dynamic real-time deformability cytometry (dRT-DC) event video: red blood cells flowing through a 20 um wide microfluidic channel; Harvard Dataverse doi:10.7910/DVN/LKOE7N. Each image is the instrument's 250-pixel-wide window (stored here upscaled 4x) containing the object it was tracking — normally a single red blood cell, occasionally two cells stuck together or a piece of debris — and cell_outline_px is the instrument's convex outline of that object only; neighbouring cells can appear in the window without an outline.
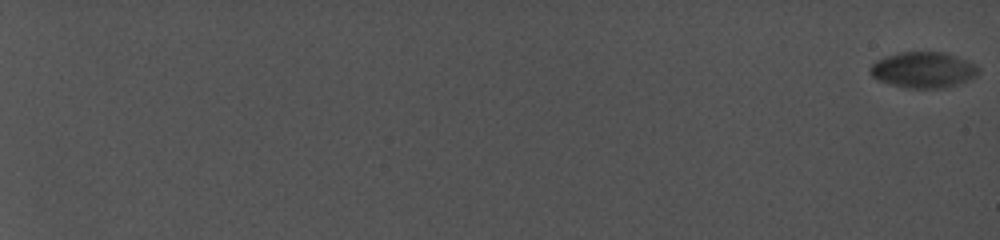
{"species": "common noctule bat (a hibernating species)", "species_latin": "Nyctalus noctula", "temperature_condition": "cold", "stored_images_in_passage": 24, "camera_frame_rate_fps": 5000, "um_per_image_px": 0.085, "animal": {"sex": "female", "body_mass_g": 19.0, "forearm_length_mm": 56.7}, "frame": {"image": 1, "passage_image": 1, "time_ms": 0.0, "image_size_px": [1000, 240], "cell_outline_px": [[980, 72], [976, 76], [960, 84], [944, 88], [904, 88], [876, 80], [872, 76], [868, 68], [876, 60], [884, 56], [900, 52], [944, 52], [956, 56], [976, 64], [980, 68]], "centroid_in_image_um": [78.48, 5.95], "position_along_channel_um": 6.5, "area_um2": 23.0}}
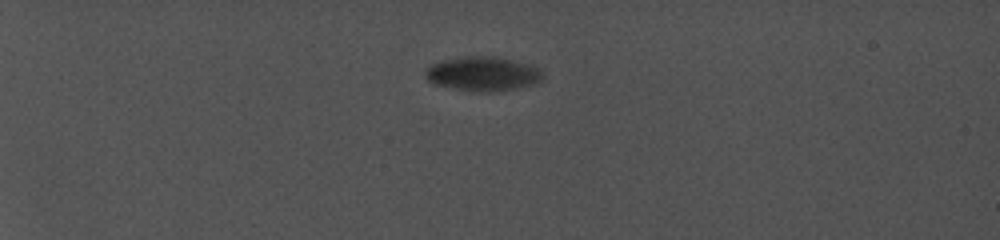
{"frame": {"image": 2, "passage_image": 11, "time_ms": 6.8, "image_size_px": [1000, 240], "cell_outline_px": [[544, 76], [540, 80], [532, 84], [516, 88], [492, 92], [484, 92], [456, 88], [432, 84], [424, 76], [424, 68], [440, 60], [464, 56], [496, 56], [540, 68]], "centroid_in_image_um": [40.98, 6.26], "position_along_channel_um": 44.0, "area_um2": 23.41}}
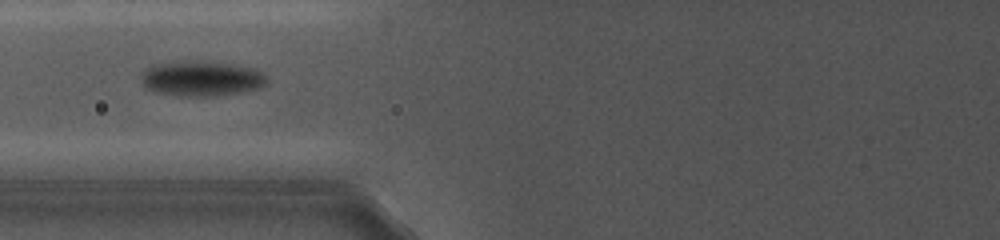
{"frame": {"image": 3, "passage_image": 18, "time_ms": 11.0, "image_size_px": [1000, 240], "cell_outline_px": [[268, 80], [260, 88], [240, 92], [212, 96], [180, 96], [156, 92], [144, 88], [140, 84], [140, 76], [144, 68], [152, 64], [192, 60], [228, 64], [256, 68], [268, 76]], "centroid_in_image_um": [17.06, 6.67], "position_along_channel_um": 108.7, "area_um2": 26.13}}